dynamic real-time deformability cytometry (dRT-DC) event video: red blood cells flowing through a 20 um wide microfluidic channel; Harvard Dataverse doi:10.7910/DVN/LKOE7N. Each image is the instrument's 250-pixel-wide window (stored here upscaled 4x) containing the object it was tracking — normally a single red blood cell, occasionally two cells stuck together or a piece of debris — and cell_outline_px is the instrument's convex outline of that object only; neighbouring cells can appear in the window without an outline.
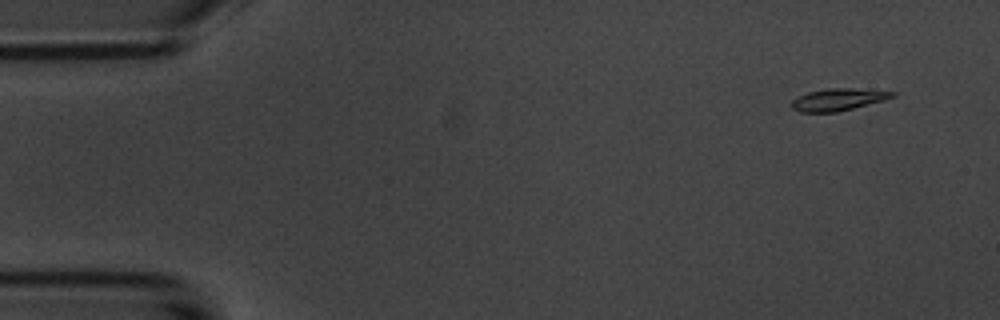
{"species": "common noctule bat (a hibernating species)", "species_latin": "Nyctalus noctula", "temperature_condition": "room temperature", "stored_images_in_passage": 5, "camera_frame_rate_fps": 3000, "um_per_image_px": 0.085, "animal": {"sex": "male", "body_mass_g": 20.1, "forearm_length_mm": 53.5}, "frame": {"image": 1, "passage_image": 1, "time_ms": 0.0, "image_size_px": [1000, 320], "cell_outline_px": [[896, 96], [884, 100], [836, 112], [800, 112], [792, 108], [792, 100], [808, 92], [828, 88], [852, 88], [896, 92]], "centroid_in_image_um": [71.25, 8.45], "position_along_channel_um": 13.8, "area_um2": 12.77}}